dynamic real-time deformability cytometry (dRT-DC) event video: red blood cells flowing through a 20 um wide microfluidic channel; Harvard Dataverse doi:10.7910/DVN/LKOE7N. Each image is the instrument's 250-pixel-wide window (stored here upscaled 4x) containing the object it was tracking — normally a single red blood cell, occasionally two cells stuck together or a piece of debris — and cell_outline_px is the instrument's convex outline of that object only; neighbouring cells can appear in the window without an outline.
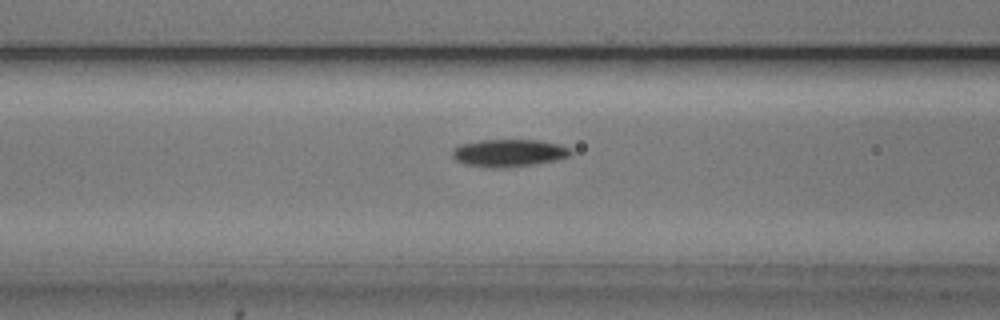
{"species": "common noctule bat (a hibernating species)", "species_latin": "Nyctalus noctula", "temperature_condition": "cold", "stored_images_in_passage": 32, "camera_frame_rate_fps": 3000, "um_per_image_px": 0.085, "animal": {"sex": "male", "body_mass_g": 20.5, "forearm_length_mm": 52.5}, "frame": {"image": 1, "passage_image": 22, "time_ms": 7.0, "image_size_px": [1000, 320], "cell_outline_px": [[572, 152], [568, 156], [556, 160], [536, 164], [504, 168], [484, 168], [464, 164], [456, 160], [452, 156], [452, 148], [460, 144], [480, 140], [540, 140], [560, 144], [572, 148]], "centroid_in_image_um": [43.24, 13.01], "position_along_channel_um": 123.4, "area_um2": 19.31}}
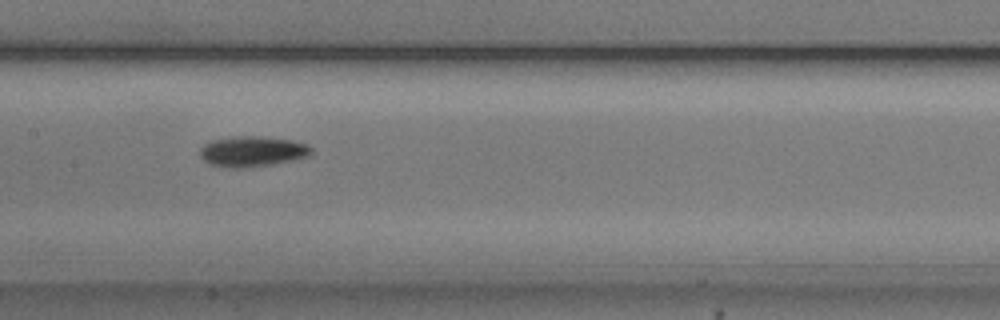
{"frame": {"image": 2, "passage_image": 27, "time_ms": 8.667, "image_size_px": [1000, 320], "cell_outline_px": [[312, 152], [308, 156], [272, 164], [244, 168], [228, 168], [208, 164], [200, 156], [200, 148], [204, 144], [212, 140], [236, 136], [260, 136], [292, 140], [308, 144], [312, 148]], "centroid_in_image_um": [21.42, 12.87], "position_along_channel_um": 186.0, "area_um2": 19.83}}